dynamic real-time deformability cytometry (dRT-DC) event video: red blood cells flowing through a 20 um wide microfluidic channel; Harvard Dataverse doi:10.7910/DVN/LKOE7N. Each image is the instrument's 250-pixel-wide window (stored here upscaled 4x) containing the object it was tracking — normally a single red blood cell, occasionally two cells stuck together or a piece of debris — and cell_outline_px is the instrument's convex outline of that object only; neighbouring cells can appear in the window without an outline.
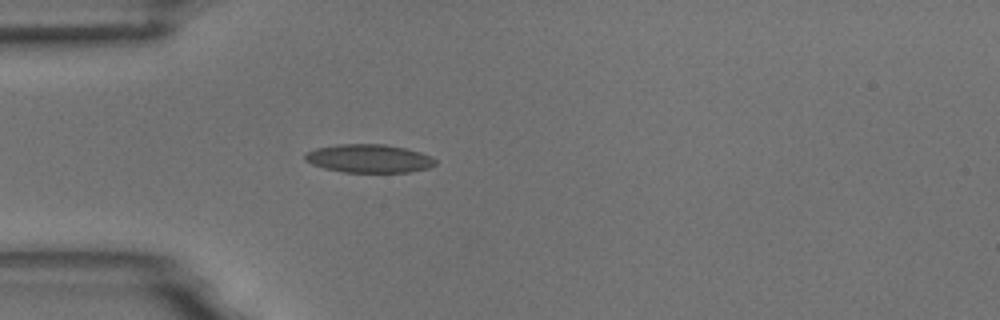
{"species": "common noctule bat (a hibernating species)", "species_latin": "Nyctalus noctula", "temperature_condition": "room temperature", "stored_images_in_passage": 4, "camera_frame_rate_fps": 3000, "um_per_image_px": 0.085, "animal": {"sex": "male", "body_mass_g": 18.8}, "frame": {"image": 1, "passage_image": 4, "time_ms": 1.0, "image_size_px": [1000, 320], "cell_outline_px": [[436, 164], [428, 168], [408, 172], [344, 172], [324, 168], [312, 164], [304, 160], [304, 156], [308, 152], [316, 148], [336, 144], [384, 144], [404, 148], [420, 152], [432, 156], [436, 160]], "centroid_in_image_um": [31.36, 13.47], "position_along_channel_um": 53.6, "area_um2": 21.5}}